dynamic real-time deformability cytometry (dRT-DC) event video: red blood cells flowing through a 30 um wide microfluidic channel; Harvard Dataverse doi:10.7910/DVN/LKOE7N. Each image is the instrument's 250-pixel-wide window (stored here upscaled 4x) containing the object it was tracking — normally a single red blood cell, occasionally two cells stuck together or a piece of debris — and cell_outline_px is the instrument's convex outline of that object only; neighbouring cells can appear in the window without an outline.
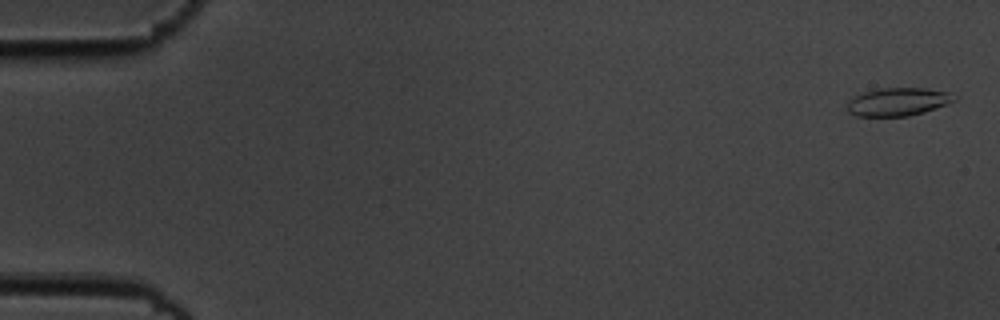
{"species": "common noctule bat (a hibernating species)", "species_latin": "Nyctalus noctula", "temperature_condition": "cold", "stored_images_in_passage": 56, "camera_frame_rate_fps": 3000, "um_per_image_px": 0.085, "animal": {"sex": "male", "body_mass_g": 19.5, "forearm_length_mm": 54.6}, "frame": {"image": 1, "passage_image": 2, "time_ms": 0.333, "image_size_px": [1000, 320], "cell_outline_px": [[960, 96], [956, 100], [924, 112], [908, 116], [856, 116], [848, 112], [844, 108], [848, 100], [864, 92], [876, 88], [924, 88], [948, 92]], "centroid_in_image_um": [76.3, 8.65], "position_along_channel_um": 8.7, "area_um2": 17.69}}
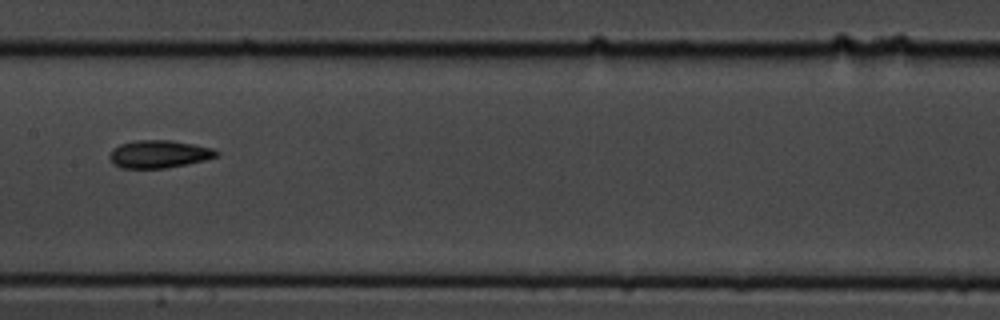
{"frame": {"image": 2, "passage_image": 29, "time_ms": 9.333, "image_size_px": [1000, 320], "cell_outline_px": [[220, 156], [188, 164], [164, 168], [120, 168], [108, 156], [112, 148], [120, 144], [136, 140], [172, 140], [212, 148], [220, 152]], "centroid_in_image_um": [13.53, 13.09], "position_along_channel_um": 193.9, "area_um2": 17.28}}
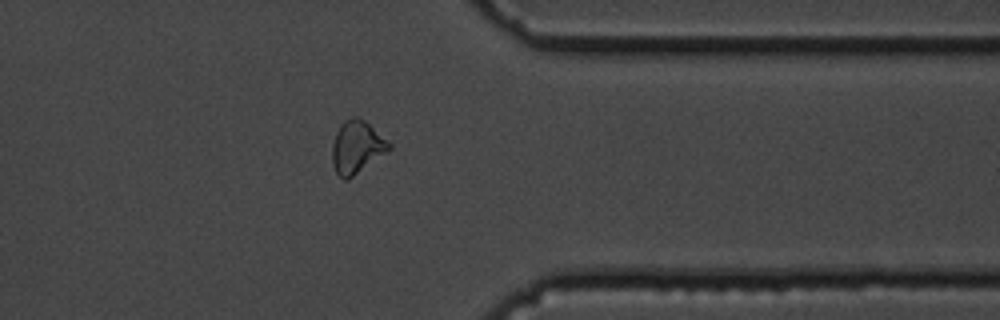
{"frame": {"image": 3, "passage_image": 45, "time_ms": 14.667, "image_size_px": [1000, 320], "cell_outline_px": [[392, 148], [388, 152], [348, 180], [344, 180], [336, 172], [332, 164], [332, 144], [336, 132], [344, 120], [352, 116], [360, 116], [388, 140], [392, 144]], "centroid_in_image_um": [30.34, 12.5], "position_along_channel_um": 381.1, "area_um2": 17.74}, "authors_computed_cell_mechanics": {"area_um2": 17.1955, "velocity_mm_per_s": 3.6482, "shape_relaxation_time_tau1_ms": 4.4456, "shape_relaxation_time_tau2_ms": 4.2078, "deformation_change_tau1": 0.1158, "deformation_change_tau2": 0.1072}}